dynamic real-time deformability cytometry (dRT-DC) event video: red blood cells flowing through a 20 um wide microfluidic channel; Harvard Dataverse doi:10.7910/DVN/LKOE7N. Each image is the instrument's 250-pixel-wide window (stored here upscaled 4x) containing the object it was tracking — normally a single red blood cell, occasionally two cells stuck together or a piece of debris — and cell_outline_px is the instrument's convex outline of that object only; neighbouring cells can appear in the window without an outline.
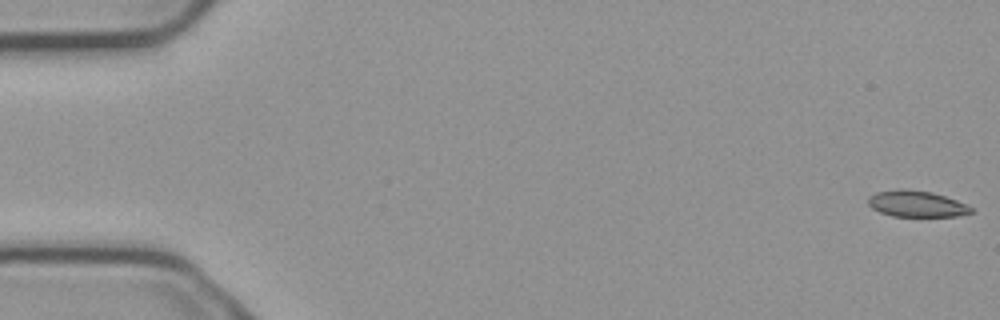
{"species": "common noctule bat (a hibernating species)", "species_latin": "Nyctalus noctula", "temperature_condition": "cold", "stored_images_in_passage": 5, "camera_frame_rate_fps": 3000, "um_per_image_px": 0.085, "animal": {"sex": "male", "body_mass_g": 23.1, "forearm_length_mm": 52.7}, "frame": {"image": 1, "passage_image": 1, "time_ms": 0.0, "image_size_px": [1000, 320], "cell_outline_px": [[976, 212], [956, 216], [892, 216], [880, 212], [872, 208], [868, 204], [868, 196], [876, 192], [932, 192], [956, 200], [972, 208]], "centroid_in_image_um": [77.94, 17.38], "position_along_channel_um": 7.1, "area_um2": 14.91}}
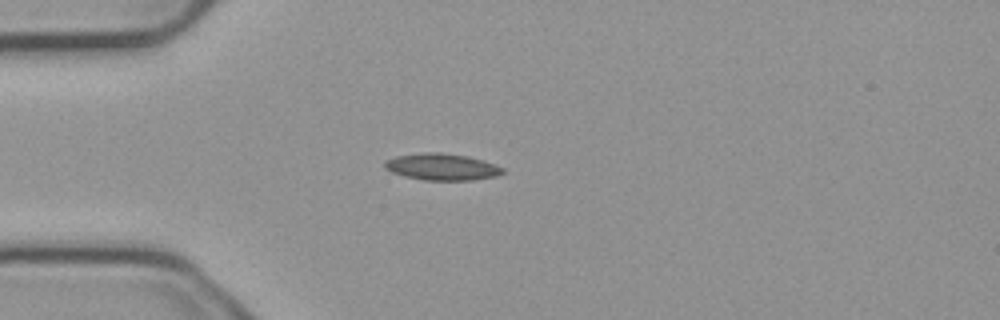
{"frame": {"image": 2, "passage_image": 5, "time_ms": 1.333, "image_size_px": [1000, 320], "cell_outline_px": [[504, 172], [496, 176], [472, 180], [424, 180], [404, 176], [392, 172], [384, 168], [384, 164], [388, 160], [396, 156], [424, 152], [440, 152], [468, 156], [504, 168]], "centroid_in_image_um": [37.54, 14.18], "position_along_channel_um": 47.5, "area_um2": 18.15}}